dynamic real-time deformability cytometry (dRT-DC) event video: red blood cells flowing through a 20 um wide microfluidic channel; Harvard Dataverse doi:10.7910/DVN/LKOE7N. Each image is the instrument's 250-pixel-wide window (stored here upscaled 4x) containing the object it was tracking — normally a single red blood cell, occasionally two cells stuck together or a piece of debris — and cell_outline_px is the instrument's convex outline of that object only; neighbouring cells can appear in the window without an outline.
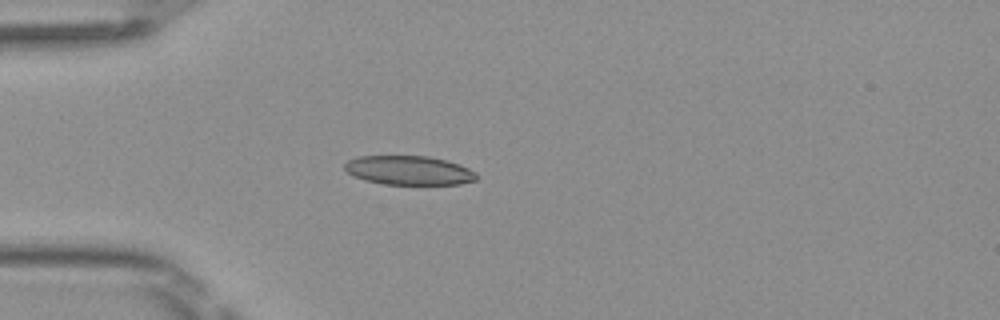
{"species": "Egyptian fruit bat (a non-hibernating species)", "species_latin": "Rousettus aegyptiacus", "temperature_condition": "room temperature", "stored_images_in_passage": 37, "camera_frame_rate_fps": 3000, "um_per_image_px": 0.085, "frame": {"image": 1, "passage_image": 1, "time_ms": 0.0, "image_size_px": [1000, 320], "cell_outline_px": [[476, 180], [460, 184], [384, 184], [364, 180], [352, 176], [344, 168], [344, 164], [348, 160], [356, 156], [428, 156], [448, 160], [460, 164], [476, 172]], "centroid_in_image_um": [34.74, 14.47], "position_along_channel_um": 50.3, "area_um2": 22.48}}
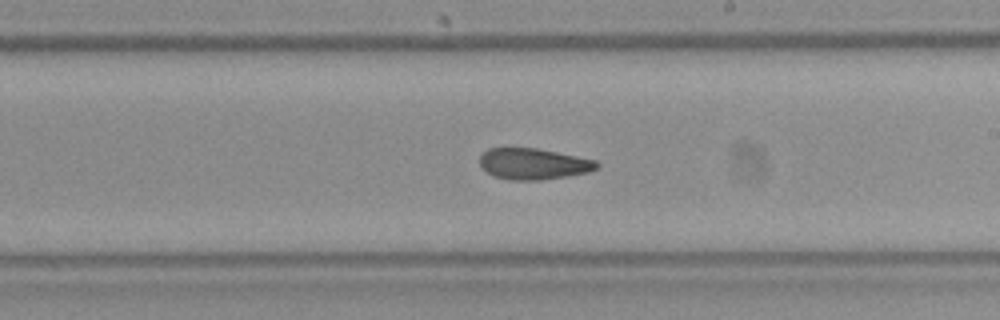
{"frame": {"image": 2, "passage_image": 16, "time_ms": 5.0, "image_size_px": [1000, 320], "cell_outline_px": [[600, 164], [596, 168], [588, 172], [568, 176], [540, 180], [508, 180], [492, 176], [480, 168], [480, 152], [488, 148], [536, 148], [596, 160]], "centroid_in_image_um": [45.27, 13.93], "position_along_channel_um": 243.7, "area_um2": 21.44}}
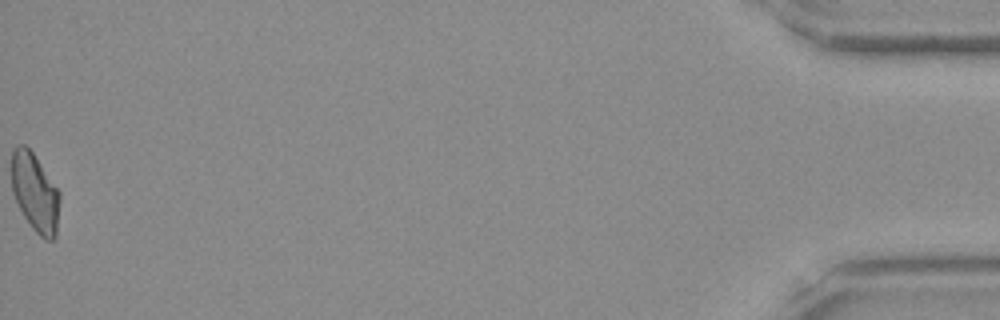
{"frame": {"image": 3, "passage_image": 37, "time_ms": 12.0, "image_size_px": [1000, 320], "cell_outline_px": [[60, 200], [56, 236], [52, 240], [44, 240], [32, 228], [24, 216], [12, 192], [12, 148], [16, 144], [24, 144], [32, 152], [60, 192]], "centroid_in_image_um": [2.98, 16.37], "position_along_channel_um": 432.2, "area_um2": 21.96}, "authors_computed_cell_mechanics": {"area_um2": 21.964, "velocity_mm_per_s": 4.1128, "shape_relaxation_time_tau1_ms": 7.5596, "shape_relaxation_time_tau2_ms": 2.4982, "deformation_change_tau1": 0.1556, "deformation_change_tau2": 0.0939}}